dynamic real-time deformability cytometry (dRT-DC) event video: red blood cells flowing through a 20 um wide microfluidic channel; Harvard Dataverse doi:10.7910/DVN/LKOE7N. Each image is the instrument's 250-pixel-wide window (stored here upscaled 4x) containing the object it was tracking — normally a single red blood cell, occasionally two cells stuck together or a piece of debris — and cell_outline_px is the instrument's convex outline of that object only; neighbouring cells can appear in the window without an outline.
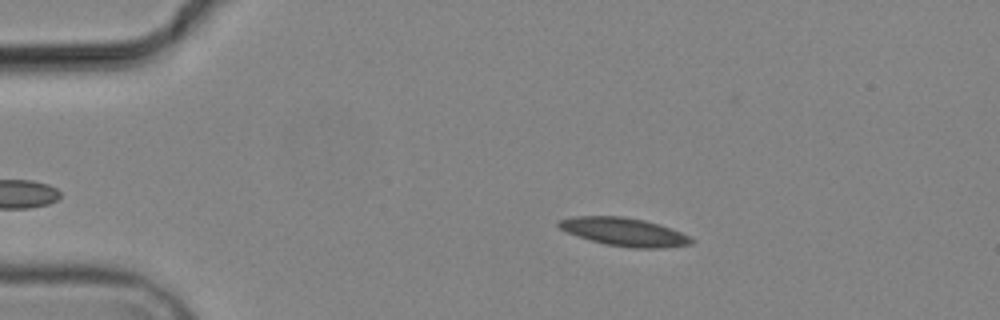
{"species": "common noctule bat (a hibernating species)", "species_latin": "Nyctalus noctula", "temperature_condition": "cold", "stored_images_in_passage": 4, "camera_frame_rate_fps": 3000, "um_per_image_px": 0.085, "animal": {"sex": "male", "body_mass_g": 19.2, "forearm_length_mm": 51.8}, "frame": {"image": 1, "passage_image": 1, "time_ms": 0.0, "image_size_px": [1000, 320], "cell_outline_px": [[696, 240], [692, 244], [664, 248], [632, 248], [604, 244], [568, 232], [560, 228], [556, 224], [560, 220], [576, 216], [624, 216], [644, 220], [660, 224], [672, 228]], "centroid_in_image_um": [53.11, 19.71], "position_along_channel_um": 31.9, "area_um2": 21.73}}
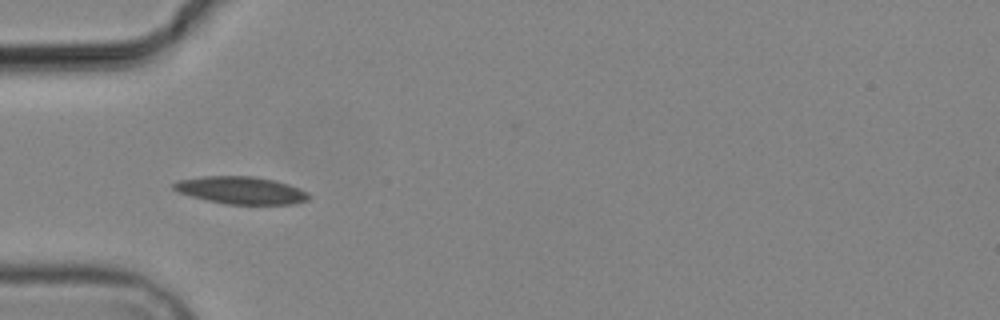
{"frame": {"image": 2, "passage_image": 3, "time_ms": 2.333, "image_size_px": [1000, 320], "cell_outline_px": [[308, 200], [292, 204], [224, 204], [192, 196], [180, 192], [172, 188], [172, 184], [176, 180], [204, 176], [256, 176], [276, 180], [288, 184], [308, 192]], "centroid_in_image_um": [20.48, 16.16], "position_along_channel_um": 64.5, "area_um2": 21.56}}
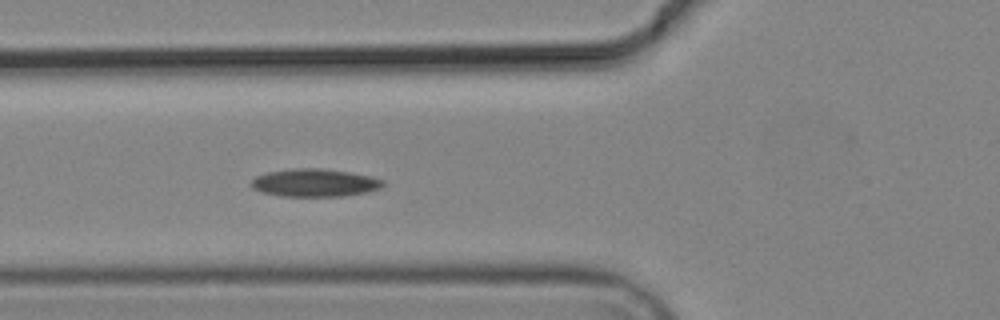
{"frame": {"image": 3, "passage_image": 4, "time_ms": 3.333, "image_size_px": [1000, 320], "cell_outline_px": [[384, 184], [380, 188], [368, 192], [344, 196], [284, 196], [260, 192], [252, 188], [248, 184], [256, 176], [268, 172], [292, 168], [324, 168], [348, 172], [368, 176], [384, 180]], "centroid_in_image_um": [26.71, 15.53], "position_along_channel_um": 99.1, "area_um2": 21.44}}